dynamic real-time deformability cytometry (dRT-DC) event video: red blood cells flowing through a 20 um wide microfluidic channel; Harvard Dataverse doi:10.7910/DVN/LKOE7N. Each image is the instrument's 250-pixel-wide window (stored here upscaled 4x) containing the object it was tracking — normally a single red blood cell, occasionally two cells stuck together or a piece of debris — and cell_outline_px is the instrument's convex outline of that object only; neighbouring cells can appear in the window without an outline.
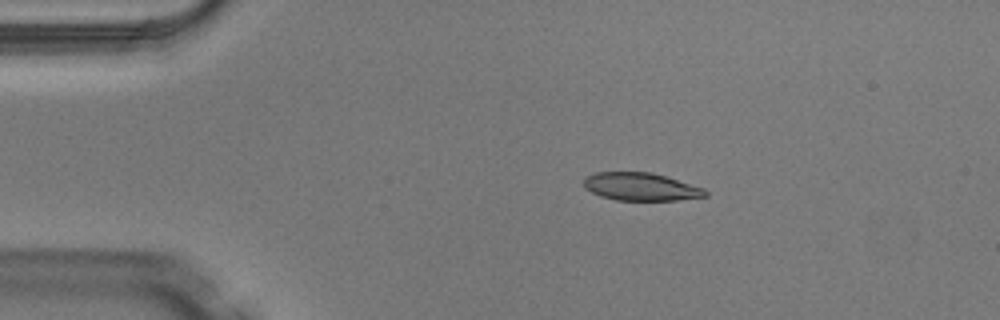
{"species": "Egyptian fruit bat (a non-hibernating species)", "species_latin": "Rousettus aegyptiacus", "temperature_condition": "warm", "stored_images_in_passage": 4, "camera_frame_rate_fps": 3000, "um_per_image_px": 0.085, "animal": {"sex": "male"}, "frame": {"image": 1, "passage_image": 2, "time_ms": 0.333, "image_size_px": [1000, 320], "cell_outline_px": [[708, 196], [676, 200], [616, 200], [600, 196], [584, 188], [584, 176], [596, 172], [652, 172], [704, 188], [708, 192]], "centroid_in_image_um": [54.45, 15.87], "position_along_channel_um": 30.5, "area_um2": 19.77}}
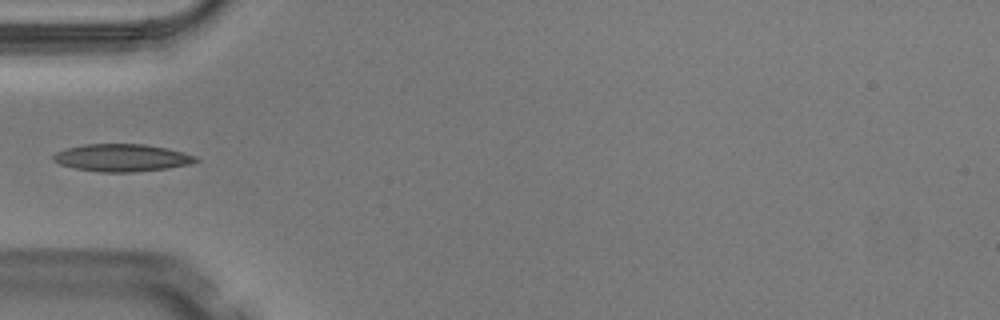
{"frame": {"image": 2, "passage_image": 4, "time_ms": 1.0, "image_size_px": [1000, 320], "cell_outline_px": [[200, 160], [188, 164], [168, 168], [132, 172], [100, 172], [76, 168], [60, 164], [52, 160], [52, 156], [56, 152], [68, 148], [84, 144], [144, 144], [168, 148], [196, 156]], "centroid_in_image_um": [10.36, 13.4], "position_along_channel_um": 74.6, "area_um2": 22.66}}